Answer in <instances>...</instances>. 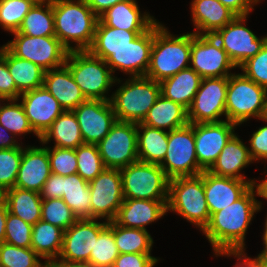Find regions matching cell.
Masks as SVG:
<instances>
[{"mask_svg":"<svg viewBox=\"0 0 267 267\" xmlns=\"http://www.w3.org/2000/svg\"><path fill=\"white\" fill-rule=\"evenodd\" d=\"M263 122H267V117L261 119ZM248 145H250L249 154L252 161L267 160V125L259 127L258 130L253 132L252 137L249 139Z\"/></svg>","mask_w":267,"mask_h":267,"instance_id":"50","label":"cell"},{"mask_svg":"<svg viewBox=\"0 0 267 267\" xmlns=\"http://www.w3.org/2000/svg\"><path fill=\"white\" fill-rule=\"evenodd\" d=\"M23 149V145L11 149H0V185L6 190L15 187Z\"/></svg>","mask_w":267,"mask_h":267,"instance_id":"45","label":"cell"},{"mask_svg":"<svg viewBox=\"0 0 267 267\" xmlns=\"http://www.w3.org/2000/svg\"><path fill=\"white\" fill-rule=\"evenodd\" d=\"M262 267H267V256H262Z\"/></svg>","mask_w":267,"mask_h":267,"instance_id":"62","label":"cell"},{"mask_svg":"<svg viewBox=\"0 0 267 267\" xmlns=\"http://www.w3.org/2000/svg\"><path fill=\"white\" fill-rule=\"evenodd\" d=\"M202 77L191 67L160 82L161 94L188 109L200 87Z\"/></svg>","mask_w":267,"mask_h":267,"instance_id":"28","label":"cell"},{"mask_svg":"<svg viewBox=\"0 0 267 267\" xmlns=\"http://www.w3.org/2000/svg\"><path fill=\"white\" fill-rule=\"evenodd\" d=\"M62 200L77 219H92L89 182L79 174L63 176Z\"/></svg>","mask_w":267,"mask_h":267,"instance_id":"34","label":"cell"},{"mask_svg":"<svg viewBox=\"0 0 267 267\" xmlns=\"http://www.w3.org/2000/svg\"><path fill=\"white\" fill-rule=\"evenodd\" d=\"M14 39L4 44L16 57L39 65L45 71L65 65L69 51L56 36L31 37L12 32Z\"/></svg>","mask_w":267,"mask_h":267,"instance_id":"10","label":"cell"},{"mask_svg":"<svg viewBox=\"0 0 267 267\" xmlns=\"http://www.w3.org/2000/svg\"><path fill=\"white\" fill-rule=\"evenodd\" d=\"M160 95V82L130 77L111 95L110 102L117 121L141 123Z\"/></svg>","mask_w":267,"mask_h":267,"instance_id":"6","label":"cell"},{"mask_svg":"<svg viewBox=\"0 0 267 267\" xmlns=\"http://www.w3.org/2000/svg\"><path fill=\"white\" fill-rule=\"evenodd\" d=\"M53 14L55 36L63 46L69 52L88 51L99 17L85 0H53ZM73 42L76 46L72 45Z\"/></svg>","mask_w":267,"mask_h":267,"instance_id":"2","label":"cell"},{"mask_svg":"<svg viewBox=\"0 0 267 267\" xmlns=\"http://www.w3.org/2000/svg\"><path fill=\"white\" fill-rule=\"evenodd\" d=\"M256 190V191H255ZM258 191L252 185L240 198L224 209L212 213L202 231L213 248V253L245 250V235L254 214L262 209L256 200Z\"/></svg>","mask_w":267,"mask_h":267,"instance_id":"1","label":"cell"},{"mask_svg":"<svg viewBox=\"0 0 267 267\" xmlns=\"http://www.w3.org/2000/svg\"><path fill=\"white\" fill-rule=\"evenodd\" d=\"M125 0H85L86 4L93 10V12L100 17L110 7L118 2Z\"/></svg>","mask_w":267,"mask_h":267,"instance_id":"55","label":"cell"},{"mask_svg":"<svg viewBox=\"0 0 267 267\" xmlns=\"http://www.w3.org/2000/svg\"><path fill=\"white\" fill-rule=\"evenodd\" d=\"M264 226H267V216H266V219H265V225Z\"/></svg>","mask_w":267,"mask_h":267,"instance_id":"64","label":"cell"},{"mask_svg":"<svg viewBox=\"0 0 267 267\" xmlns=\"http://www.w3.org/2000/svg\"><path fill=\"white\" fill-rule=\"evenodd\" d=\"M64 230L51 223L39 220L32 228L31 248L47 264L58 259L62 244Z\"/></svg>","mask_w":267,"mask_h":267,"instance_id":"33","label":"cell"},{"mask_svg":"<svg viewBox=\"0 0 267 267\" xmlns=\"http://www.w3.org/2000/svg\"><path fill=\"white\" fill-rule=\"evenodd\" d=\"M159 259L151 253L119 254L112 267H154Z\"/></svg>","mask_w":267,"mask_h":267,"instance_id":"51","label":"cell"},{"mask_svg":"<svg viewBox=\"0 0 267 267\" xmlns=\"http://www.w3.org/2000/svg\"><path fill=\"white\" fill-rule=\"evenodd\" d=\"M120 172L124 198L168 201L170 179L159 164L137 161Z\"/></svg>","mask_w":267,"mask_h":267,"instance_id":"8","label":"cell"},{"mask_svg":"<svg viewBox=\"0 0 267 267\" xmlns=\"http://www.w3.org/2000/svg\"><path fill=\"white\" fill-rule=\"evenodd\" d=\"M191 14L195 34L213 35L237 15L219 0H193Z\"/></svg>","mask_w":267,"mask_h":267,"instance_id":"25","label":"cell"},{"mask_svg":"<svg viewBox=\"0 0 267 267\" xmlns=\"http://www.w3.org/2000/svg\"><path fill=\"white\" fill-rule=\"evenodd\" d=\"M226 120L241 125L252 117L267 115V89L259 86L243 73L228 76Z\"/></svg>","mask_w":267,"mask_h":267,"instance_id":"7","label":"cell"},{"mask_svg":"<svg viewBox=\"0 0 267 267\" xmlns=\"http://www.w3.org/2000/svg\"><path fill=\"white\" fill-rule=\"evenodd\" d=\"M7 129H5L0 124V149H11L16 147H21L20 143H18L17 139L15 140V136L9 132Z\"/></svg>","mask_w":267,"mask_h":267,"instance_id":"56","label":"cell"},{"mask_svg":"<svg viewBox=\"0 0 267 267\" xmlns=\"http://www.w3.org/2000/svg\"><path fill=\"white\" fill-rule=\"evenodd\" d=\"M17 32L31 37L55 36L53 0L35 3Z\"/></svg>","mask_w":267,"mask_h":267,"instance_id":"37","label":"cell"},{"mask_svg":"<svg viewBox=\"0 0 267 267\" xmlns=\"http://www.w3.org/2000/svg\"><path fill=\"white\" fill-rule=\"evenodd\" d=\"M8 212L6 204L0 205V245L5 242V225Z\"/></svg>","mask_w":267,"mask_h":267,"instance_id":"57","label":"cell"},{"mask_svg":"<svg viewBox=\"0 0 267 267\" xmlns=\"http://www.w3.org/2000/svg\"><path fill=\"white\" fill-rule=\"evenodd\" d=\"M35 3L33 0H0V26L10 33L18 31Z\"/></svg>","mask_w":267,"mask_h":267,"instance_id":"43","label":"cell"},{"mask_svg":"<svg viewBox=\"0 0 267 267\" xmlns=\"http://www.w3.org/2000/svg\"><path fill=\"white\" fill-rule=\"evenodd\" d=\"M48 267H93L88 262L53 261Z\"/></svg>","mask_w":267,"mask_h":267,"instance_id":"58","label":"cell"},{"mask_svg":"<svg viewBox=\"0 0 267 267\" xmlns=\"http://www.w3.org/2000/svg\"><path fill=\"white\" fill-rule=\"evenodd\" d=\"M168 131L137 123L138 161L160 164L168 148Z\"/></svg>","mask_w":267,"mask_h":267,"instance_id":"32","label":"cell"},{"mask_svg":"<svg viewBox=\"0 0 267 267\" xmlns=\"http://www.w3.org/2000/svg\"><path fill=\"white\" fill-rule=\"evenodd\" d=\"M262 235V240H263V250L261 253H259L257 256H267V226H264V231Z\"/></svg>","mask_w":267,"mask_h":267,"instance_id":"60","label":"cell"},{"mask_svg":"<svg viewBox=\"0 0 267 267\" xmlns=\"http://www.w3.org/2000/svg\"><path fill=\"white\" fill-rule=\"evenodd\" d=\"M227 77L202 78L200 87L187 109L188 122L210 123L221 122V116L226 120V96H227Z\"/></svg>","mask_w":267,"mask_h":267,"instance_id":"14","label":"cell"},{"mask_svg":"<svg viewBox=\"0 0 267 267\" xmlns=\"http://www.w3.org/2000/svg\"><path fill=\"white\" fill-rule=\"evenodd\" d=\"M114 239L119 254L151 253L154 243L147 230L122 227L115 221Z\"/></svg>","mask_w":267,"mask_h":267,"instance_id":"38","label":"cell"},{"mask_svg":"<svg viewBox=\"0 0 267 267\" xmlns=\"http://www.w3.org/2000/svg\"><path fill=\"white\" fill-rule=\"evenodd\" d=\"M50 175L48 147H24L15 187L40 193Z\"/></svg>","mask_w":267,"mask_h":267,"instance_id":"22","label":"cell"},{"mask_svg":"<svg viewBox=\"0 0 267 267\" xmlns=\"http://www.w3.org/2000/svg\"><path fill=\"white\" fill-rule=\"evenodd\" d=\"M190 67L202 78L227 77L237 67L213 35L191 33ZM230 72V73H229Z\"/></svg>","mask_w":267,"mask_h":267,"instance_id":"15","label":"cell"},{"mask_svg":"<svg viewBox=\"0 0 267 267\" xmlns=\"http://www.w3.org/2000/svg\"><path fill=\"white\" fill-rule=\"evenodd\" d=\"M107 225L98 219H78L64 231L61 253L55 261L88 262L95 240Z\"/></svg>","mask_w":267,"mask_h":267,"instance_id":"17","label":"cell"},{"mask_svg":"<svg viewBox=\"0 0 267 267\" xmlns=\"http://www.w3.org/2000/svg\"><path fill=\"white\" fill-rule=\"evenodd\" d=\"M48 147L51 173L67 176L77 173V157L75 149Z\"/></svg>","mask_w":267,"mask_h":267,"instance_id":"47","label":"cell"},{"mask_svg":"<svg viewBox=\"0 0 267 267\" xmlns=\"http://www.w3.org/2000/svg\"><path fill=\"white\" fill-rule=\"evenodd\" d=\"M118 256L119 252L114 239V221H110L95 240L88 263L93 267H112Z\"/></svg>","mask_w":267,"mask_h":267,"instance_id":"39","label":"cell"},{"mask_svg":"<svg viewBox=\"0 0 267 267\" xmlns=\"http://www.w3.org/2000/svg\"><path fill=\"white\" fill-rule=\"evenodd\" d=\"M33 1L36 2V3H41V2H45L47 0H33Z\"/></svg>","mask_w":267,"mask_h":267,"instance_id":"63","label":"cell"},{"mask_svg":"<svg viewBox=\"0 0 267 267\" xmlns=\"http://www.w3.org/2000/svg\"><path fill=\"white\" fill-rule=\"evenodd\" d=\"M239 69L247 78L267 89V42L254 57L249 58Z\"/></svg>","mask_w":267,"mask_h":267,"instance_id":"48","label":"cell"},{"mask_svg":"<svg viewBox=\"0 0 267 267\" xmlns=\"http://www.w3.org/2000/svg\"><path fill=\"white\" fill-rule=\"evenodd\" d=\"M4 101L8 103H3ZM17 101V99L0 100V124L14 136L32 132L40 139L30 126L22 104Z\"/></svg>","mask_w":267,"mask_h":267,"instance_id":"40","label":"cell"},{"mask_svg":"<svg viewBox=\"0 0 267 267\" xmlns=\"http://www.w3.org/2000/svg\"><path fill=\"white\" fill-rule=\"evenodd\" d=\"M245 250L243 251H227V252H218L214 253V255L217 256H235L237 257V264H235V267H262V256H257L254 259L246 256Z\"/></svg>","mask_w":267,"mask_h":267,"instance_id":"54","label":"cell"},{"mask_svg":"<svg viewBox=\"0 0 267 267\" xmlns=\"http://www.w3.org/2000/svg\"><path fill=\"white\" fill-rule=\"evenodd\" d=\"M6 204V189L0 185V205Z\"/></svg>","mask_w":267,"mask_h":267,"instance_id":"61","label":"cell"},{"mask_svg":"<svg viewBox=\"0 0 267 267\" xmlns=\"http://www.w3.org/2000/svg\"><path fill=\"white\" fill-rule=\"evenodd\" d=\"M188 123L187 109L181 104L165 98L162 94L148 110L146 117L141 122L143 125L165 131L168 130V132L183 127Z\"/></svg>","mask_w":267,"mask_h":267,"instance_id":"29","label":"cell"},{"mask_svg":"<svg viewBox=\"0 0 267 267\" xmlns=\"http://www.w3.org/2000/svg\"><path fill=\"white\" fill-rule=\"evenodd\" d=\"M0 48V100H18L21 93L16 89L15 82L6 64V46L3 45Z\"/></svg>","mask_w":267,"mask_h":267,"instance_id":"49","label":"cell"},{"mask_svg":"<svg viewBox=\"0 0 267 267\" xmlns=\"http://www.w3.org/2000/svg\"><path fill=\"white\" fill-rule=\"evenodd\" d=\"M41 220L64 231L78 219L62 198L42 199Z\"/></svg>","mask_w":267,"mask_h":267,"instance_id":"44","label":"cell"},{"mask_svg":"<svg viewBox=\"0 0 267 267\" xmlns=\"http://www.w3.org/2000/svg\"><path fill=\"white\" fill-rule=\"evenodd\" d=\"M160 22L153 25L150 65L145 77L161 82L190 67L191 32L172 35Z\"/></svg>","mask_w":267,"mask_h":267,"instance_id":"3","label":"cell"},{"mask_svg":"<svg viewBox=\"0 0 267 267\" xmlns=\"http://www.w3.org/2000/svg\"><path fill=\"white\" fill-rule=\"evenodd\" d=\"M41 259L32 248H21L5 242L0 245L1 267H48Z\"/></svg>","mask_w":267,"mask_h":267,"instance_id":"41","label":"cell"},{"mask_svg":"<svg viewBox=\"0 0 267 267\" xmlns=\"http://www.w3.org/2000/svg\"><path fill=\"white\" fill-rule=\"evenodd\" d=\"M248 16H236L213 34L237 68L254 57L267 42V35L258 38L254 32L244 26Z\"/></svg>","mask_w":267,"mask_h":267,"instance_id":"12","label":"cell"},{"mask_svg":"<svg viewBox=\"0 0 267 267\" xmlns=\"http://www.w3.org/2000/svg\"><path fill=\"white\" fill-rule=\"evenodd\" d=\"M92 219L114 221L124 201L119 169L105 168L89 181Z\"/></svg>","mask_w":267,"mask_h":267,"instance_id":"13","label":"cell"},{"mask_svg":"<svg viewBox=\"0 0 267 267\" xmlns=\"http://www.w3.org/2000/svg\"><path fill=\"white\" fill-rule=\"evenodd\" d=\"M6 205L11 214L31 225L41 220L42 197L38 192L13 187L6 190Z\"/></svg>","mask_w":267,"mask_h":267,"instance_id":"35","label":"cell"},{"mask_svg":"<svg viewBox=\"0 0 267 267\" xmlns=\"http://www.w3.org/2000/svg\"><path fill=\"white\" fill-rule=\"evenodd\" d=\"M236 126L227 120L194 124L196 157L204 171L216 162L222 149L235 134Z\"/></svg>","mask_w":267,"mask_h":267,"instance_id":"16","label":"cell"},{"mask_svg":"<svg viewBox=\"0 0 267 267\" xmlns=\"http://www.w3.org/2000/svg\"><path fill=\"white\" fill-rule=\"evenodd\" d=\"M43 86L65 111H72L87 100L66 65L45 71Z\"/></svg>","mask_w":267,"mask_h":267,"instance_id":"26","label":"cell"},{"mask_svg":"<svg viewBox=\"0 0 267 267\" xmlns=\"http://www.w3.org/2000/svg\"><path fill=\"white\" fill-rule=\"evenodd\" d=\"M267 175V174H266ZM260 183L255 182V186L258 191V196L263 198V200H267V176L264 178V180H260Z\"/></svg>","mask_w":267,"mask_h":267,"instance_id":"59","label":"cell"},{"mask_svg":"<svg viewBox=\"0 0 267 267\" xmlns=\"http://www.w3.org/2000/svg\"><path fill=\"white\" fill-rule=\"evenodd\" d=\"M166 213L167 201L124 198L114 221L122 227L147 230V225Z\"/></svg>","mask_w":267,"mask_h":267,"instance_id":"23","label":"cell"},{"mask_svg":"<svg viewBox=\"0 0 267 267\" xmlns=\"http://www.w3.org/2000/svg\"><path fill=\"white\" fill-rule=\"evenodd\" d=\"M54 140V147L77 149L84 144L80 126L73 111H64L40 137V143Z\"/></svg>","mask_w":267,"mask_h":267,"instance_id":"31","label":"cell"},{"mask_svg":"<svg viewBox=\"0 0 267 267\" xmlns=\"http://www.w3.org/2000/svg\"><path fill=\"white\" fill-rule=\"evenodd\" d=\"M176 212L203 231L210 220L204 192V171L169 180L167 212Z\"/></svg>","mask_w":267,"mask_h":267,"instance_id":"5","label":"cell"},{"mask_svg":"<svg viewBox=\"0 0 267 267\" xmlns=\"http://www.w3.org/2000/svg\"><path fill=\"white\" fill-rule=\"evenodd\" d=\"M256 181H245L204 171V192L210 212L215 213L240 198Z\"/></svg>","mask_w":267,"mask_h":267,"instance_id":"21","label":"cell"},{"mask_svg":"<svg viewBox=\"0 0 267 267\" xmlns=\"http://www.w3.org/2000/svg\"><path fill=\"white\" fill-rule=\"evenodd\" d=\"M19 98L30 126L39 137L65 111L44 86L23 92Z\"/></svg>","mask_w":267,"mask_h":267,"instance_id":"20","label":"cell"},{"mask_svg":"<svg viewBox=\"0 0 267 267\" xmlns=\"http://www.w3.org/2000/svg\"><path fill=\"white\" fill-rule=\"evenodd\" d=\"M32 228L33 225L8 212L5 225V243L21 248H31Z\"/></svg>","mask_w":267,"mask_h":267,"instance_id":"46","label":"cell"},{"mask_svg":"<svg viewBox=\"0 0 267 267\" xmlns=\"http://www.w3.org/2000/svg\"><path fill=\"white\" fill-rule=\"evenodd\" d=\"M6 64L20 93L43 86L45 70L29 60L16 57L7 47Z\"/></svg>","mask_w":267,"mask_h":267,"instance_id":"36","label":"cell"},{"mask_svg":"<svg viewBox=\"0 0 267 267\" xmlns=\"http://www.w3.org/2000/svg\"><path fill=\"white\" fill-rule=\"evenodd\" d=\"M141 33L144 32H133L106 26L99 19L92 46L88 51L93 56L106 61L115 51L127 47Z\"/></svg>","mask_w":267,"mask_h":267,"instance_id":"30","label":"cell"},{"mask_svg":"<svg viewBox=\"0 0 267 267\" xmlns=\"http://www.w3.org/2000/svg\"><path fill=\"white\" fill-rule=\"evenodd\" d=\"M99 19L106 26L133 32H146L157 22L147 12L141 13L136 0H125L116 3L104 12Z\"/></svg>","mask_w":267,"mask_h":267,"instance_id":"24","label":"cell"},{"mask_svg":"<svg viewBox=\"0 0 267 267\" xmlns=\"http://www.w3.org/2000/svg\"><path fill=\"white\" fill-rule=\"evenodd\" d=\"M65 65L86 99L110 101L108 91L114 83L122 81L113 76L105 60L89 51H70Z\"/></svg>","mask_w":267,"mask_h":267,"instance_id":"4","label":"cell"},{"mask_svg":"<svg viewBox=\"0 0 267 267\" xmlns=\"http://www.w3.org/2000/svg\"><path fill=\"white\" fill-rule=\"evenodd\" d=\"M42 199L62 198L63 176L51 173L40 191Z\"/></svg>","mask_w":267,"mask_h":267,"instance_id":"52","label":"cell"},{"mask_svg":"<svg viewBox=\"0 0 267 267\" xmlns=\"http://www.w3.org/2000/svg\"><path fill=\"white\" fill-rule=\"evenodd\" d=\"M152 45L153 26L139 34L127 47L115 51L106 63L113 73L120 70L130 75L129 77L145 76L150 65Z\"/></svg>","mask_w":267,"mask_h":267,"instance_id":"19","label":"cell"},{"mask_svg":"<svg viewBox=\"0 0 267 267\" xmlns=\"http://www.w3.org/2000/svg\"><path fill=\"white\" fill-rule=\"evenodd\" d=\"M72 111L85 144L97 145L117 121L110 101L87 99Z\"/></svg>","mask_w":267,"mask_h":267,"instance_id":"18","label":"cell"},{"mask_svg":"<svg viewBox=\"0 0 267 267\" xmlns=\"http://www.w3.org/2000/svg\"><path fill=\"white\" fill-rule=\"evenodd\" d=\"M76 151L77 174L84 180L91 181L99 175L106 167L101 159L96 144H82Z\"/></svg>","mask_w":267,"mask_h":267,"instance_id":"42","label":"cell"},{"mask_svg":"<svg viewBox=\"0 0 267 267\" xmlns=\"http://www.w3.org/2000/svg\"><path fill=\"white\" fill-rule=\"evenodd\" d=\"M159 165L169 179L195 176L204 171L196 157L194 124L169 131L167 152Z\"/></svg>","mask_w":267,"mask_h":267,"instance_id":"9","label":"cell"},{"mask_svg":"<svg viewBox=\"0 0 267 267\" xmlns=\"http://www.w3.org/2000/svg\"><path fill=\"white\" fill-rule=\"evenodd\" d=\"M248 148L235 133L208 171L218 176L245 181H256L255 179L246 180L245 175L241 174L243 168L247 167L250 163H254L250 157Z\"/></svg>","mask_w":267,"mask_h":267,"instance_id":"27","label":"cell"},{"mask_svg":"<svg viewBox=\"0 0 267 267\" xmlns=\"http://www.w3.org/2000/svg\"><path fill=\"white\" fill-rule=\"evenodd\" d=\"M224 6L228 7L237 16L249 15L253 12V7L260 0H219Z\"/></svg>","mask_w":267,"mask_h":267,"instance_id":"53","label":"cell"},{"mask_svg":"<svg viewBox=\"0 0 267 267\" xmlns=\"http://www.w3.org/2000/svg\"><path fill=\"white\" fill-rule=\"evenodd\" d=\"M97 147L106 168L120 170L137 162V123L116 121Z\"/></svg>","mask_w":267,"mask_h":267,"instance_id":"11","label":"cell"}]
</instances>
